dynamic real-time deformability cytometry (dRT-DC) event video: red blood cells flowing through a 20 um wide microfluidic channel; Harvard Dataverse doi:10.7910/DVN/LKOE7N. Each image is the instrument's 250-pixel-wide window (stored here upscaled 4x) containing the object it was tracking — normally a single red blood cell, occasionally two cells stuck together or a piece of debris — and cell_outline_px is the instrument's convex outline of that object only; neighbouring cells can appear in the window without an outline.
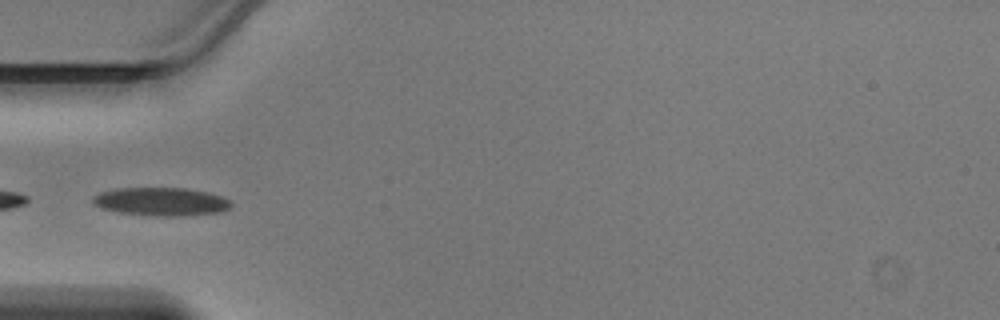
{"species": "Egyptian fruit bat (a non-hibernating species)", "species_latin": "Rousettus aegyptiacus", "temperature_condition": "warm", "stored_images_in_passage": 34, "camera_frame_rate_fps": 3000, "um_per_image_px": 0.085, "animal": {"sex": "male"}, "frame": {"image": 1, "passage_image": 1, "time_ms": 0.0, "image_size_px": [1000, 320], "cell_outline_px": [[232, 204], [228, 208], [220, 212], [176, 216], [160, 216], [120, 212], [100, 208], [92, 200], [92, 196], [100, 192], [116, 188], [184, 188], [208, 192], [232, 200]], "centroid_in_image_um": [13.69, 17.12], "position_along_channel_um": 71.3, "area_um2": 22.6}}
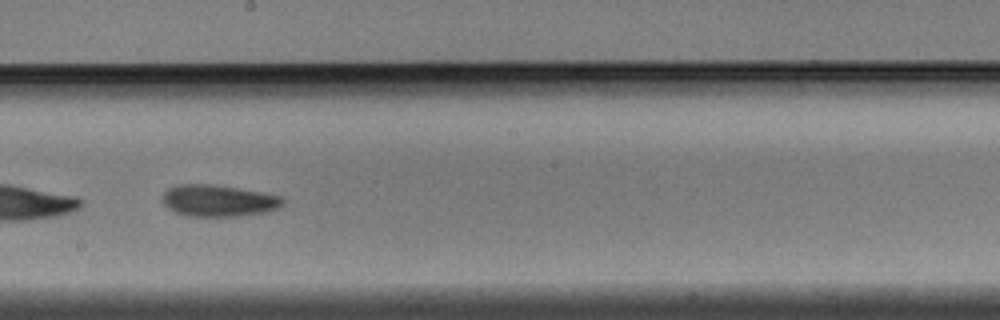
{"frame": {"image": 2, "passage_image": 12, "time_ms": 3.667, "image_size_px": [1000, 320], "cell_outline_px": [[284, 204], [268, 212], [236, 216], [188, 216], [176, 212], [168, 208], [164, 204], [164, 192], [168, 188], [176, 184], [216, 184], [264, 192], [280, 196], [284, 200]], "centroid_in_image_um": [18.59, 17.04], "position_along_channel_um": 229.6, "area_um2": 22.31}}
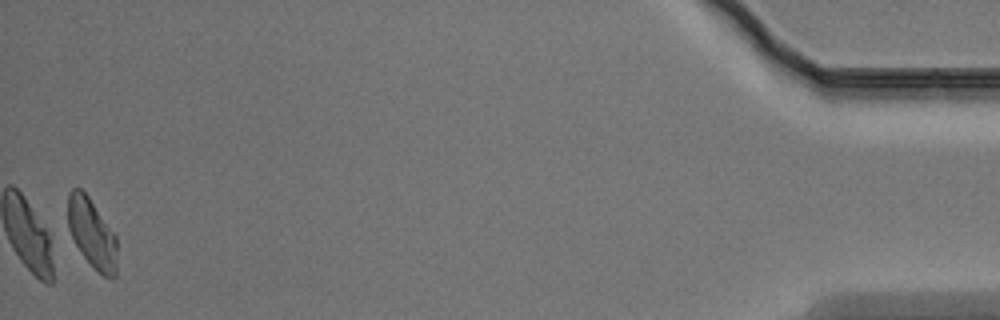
{"frame": {"image": 3, "passage_image": 32, "time_ms": 10.333, "image_size_px": [1000, 320], "cell_outline_px": [[116, 276], [112, 280], [96, 272], [80, 252], [68, 228], [68, 192], [72, 188], [80, 188], [88, 196], [116, 236]], "centroid_in_image_um": [7.81, 19.87], "position_along_channel_um": 427.4, "area_um2": 19.88}}